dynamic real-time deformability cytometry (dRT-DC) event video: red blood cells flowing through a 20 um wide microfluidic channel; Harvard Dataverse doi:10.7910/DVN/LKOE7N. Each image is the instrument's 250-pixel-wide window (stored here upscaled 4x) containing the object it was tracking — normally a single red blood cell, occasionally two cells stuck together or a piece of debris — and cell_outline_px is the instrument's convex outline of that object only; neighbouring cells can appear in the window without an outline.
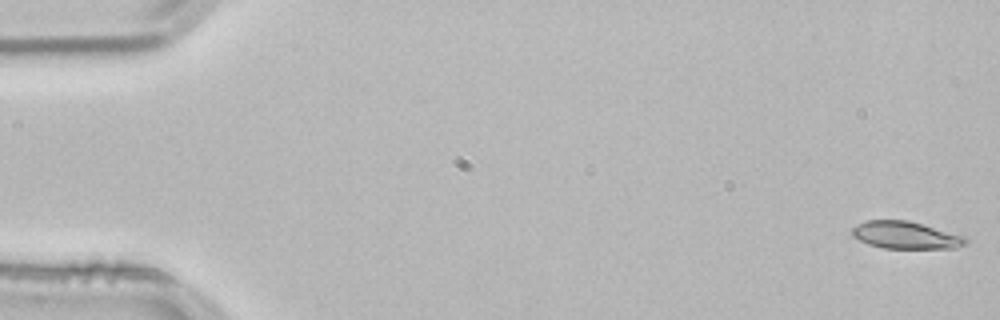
{"species": "common noctule bat (a hibernating species)", "species_latin": "Nyctalus noctula", "temperature_condition": "room temperature", "stored_images_in_passage": 38, "camera_frame_rate_fps": 3000, "um_per_image_px": 0.085, "animal": {"sex": "male", "body_mass_g": 21.5, "forearm_length_mm": 52.0}, "frame": {"image": 1, "passage_image": 1, "time_ms": 0.0, "image_size_px": [1000, 320], "cell_outline_px": [[968, 244], [956, 248], [884, 248], [868, 244], [852, 236], [852, 228], [856, 224], [868, 220], [908, 220], [968, 236]], "centroid_in_image_um": [77.04, 19.98], "position_along_channel_um": 8.0, "area_um2": 18.32}}